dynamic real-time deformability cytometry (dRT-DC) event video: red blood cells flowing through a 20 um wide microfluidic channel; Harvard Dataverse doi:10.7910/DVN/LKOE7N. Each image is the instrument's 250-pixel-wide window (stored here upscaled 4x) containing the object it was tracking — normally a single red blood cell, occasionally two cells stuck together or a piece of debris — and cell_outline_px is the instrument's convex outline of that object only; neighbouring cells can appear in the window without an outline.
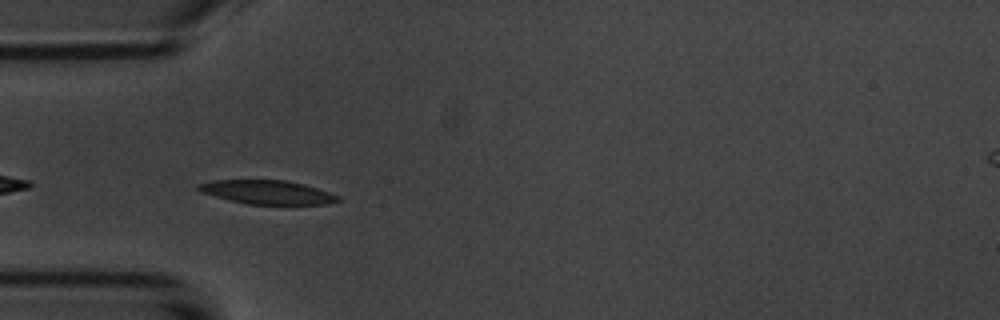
{"species": "common noctule bat (a hibernating species)", "species_latin": "Nyctalus noctula", "temperature_condition": "room temperature", "stored_images_in_passage": 15, "camera_frame_rate_fps": 3000, "um_per_image_px": 0.085, "animal": {"sex": "male", "body_mass_g": 20.1, "forearm_length_mm": 53.5}, "frame": {"image": 1, "passage_image": 5, "time_ms": 5.333, "image_size_px": [1000, 320], "cell_outline_px": [[340, 200], [324, 204], [248, 204], [228, 200], [200, 192], [196, 188], [196, 184], [216, 180], [284, 180], [316, 188], [340, 196]], "centroid_in_image_um": [22.65, 16.34], "position_along_channel_um": 62.4, "area_um2": 19.13}}
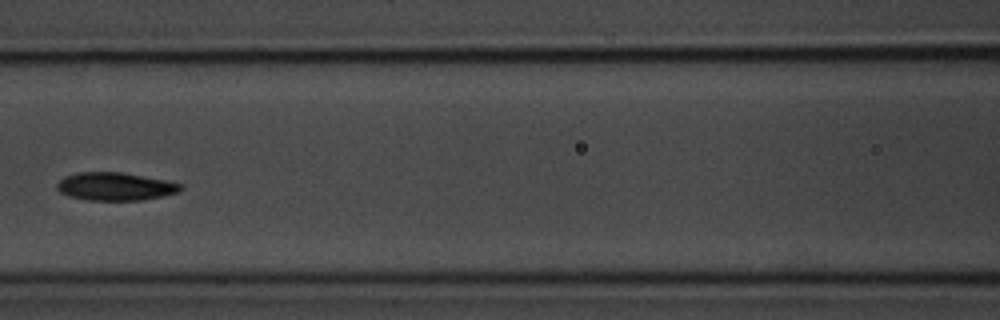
{"frame": {"image": 2, "passage_image": 7, "time_ms": 8.0, "image_size_px": [1000, 320], "cell_outline_px": [[184, 188], [180, 192], [144, 200], [88, 200], [68, 196], [60, 192], [56, 188], [56, 184], [64, 176], [80, 172], [120, 172], [168, 180], [180, 184]], "centroid_in_image_um": [9.81, 15.85], "position_along_channel_um": 156.8, "area_um2": 20.29}, "authors_computed_cell_mechanics": {"area_um2": 19.8254, "velocity_mm_per_s": 3.5748, "shape_relaxation_time_tau1_ms": 2.0606, "shape_relaxation_time_tau2_ms": 3.9206, "deformation_change_tau1": 0.0839, "deformation_change_tau2": 0.076}}